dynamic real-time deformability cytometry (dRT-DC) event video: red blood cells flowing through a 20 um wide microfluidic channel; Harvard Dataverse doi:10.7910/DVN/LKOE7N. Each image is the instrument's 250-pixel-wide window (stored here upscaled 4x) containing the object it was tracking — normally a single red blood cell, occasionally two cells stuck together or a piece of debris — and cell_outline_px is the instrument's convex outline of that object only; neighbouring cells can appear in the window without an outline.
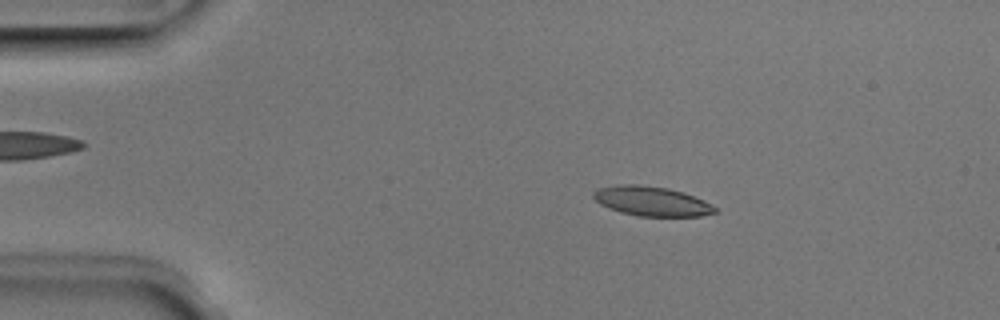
{"species": "Egyptian fruit bat (a non-hibernating species)", "species_latin": "Rousettus aegyptiacus", "temperature_condition": "room temperature", "stored_images_in_passage": 2, "camera_frame_rate_fps": 3000, "um_per_image_px": 0.085, "animal": {"sex": "male"}, "frame": {"image": 1, "passage_image": 1, "time_ms": 0.0, "image_size_px": [1000, 320], "cell_outline_px": [[716, 212], [700, 216], [640, 216], [620, 212], [600, 204], [592, 196], [592, 192], [600, 188], [616, 184], [636, 184], [668, 188], [684, 192], [704, 200], [716, 208]], "centroid_in_image_um": [55.37, 17.09], "position_along_channel_um": 29.6, "area_um2": 20.87}}